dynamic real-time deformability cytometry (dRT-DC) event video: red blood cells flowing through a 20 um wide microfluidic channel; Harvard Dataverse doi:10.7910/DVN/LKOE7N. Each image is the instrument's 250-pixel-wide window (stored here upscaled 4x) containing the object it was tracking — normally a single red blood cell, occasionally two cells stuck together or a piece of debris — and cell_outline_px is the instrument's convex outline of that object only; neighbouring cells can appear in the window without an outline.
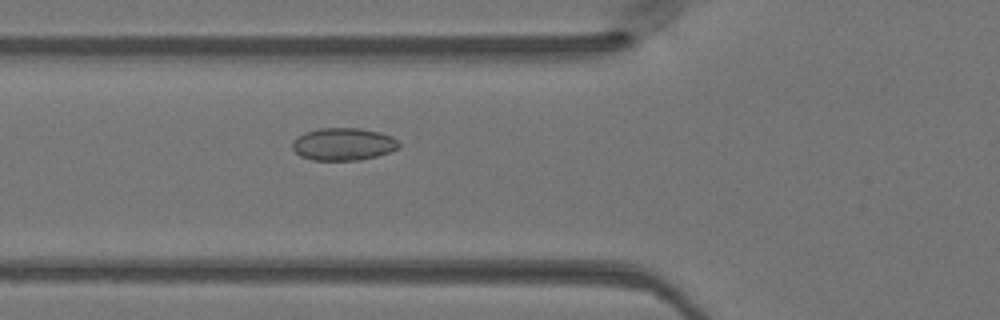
{"species": "Egyptian fruit bat (a non-hibernating species)", "species_latin": "Rousettus aegyptiacus", "temperature_condition": "warm", "stored_images_in_passage": 49, "camera_frame_rate_fps": 3000, "um_per_image_px": 0.085, "animal": {"sex": "female"}, "frame": {"image": 1, "passage_image": 18, "time_ms": 5.667, "image_size_px": [1000, 320], "cell_outline_px": [[400, 148], [376, 156], [360, 160], [312, 160], [300, 156], [292, 148], [292, 144], [296, 136], [304, 132], [320, 128], [360, 128], [380, 132], [392, 136], [400, 144]], "centroid_in_image_um": [29.17, 12.25], "position_along_channel_um": 96.6, "area_um2": 20.29}}
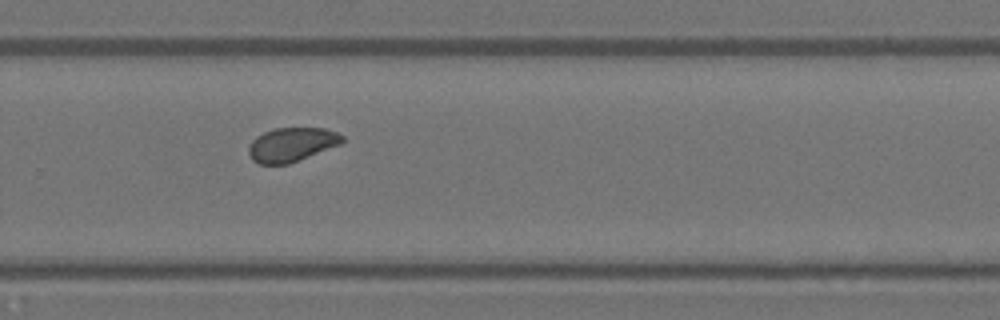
{"frame": {"image": 2, "passage_image": 33, "time_ms": 10.667, "image_size_px": [1000, 320], "cell_outline_px": [[344, 140], [340, 144], [288, 164], [260, 164], [252, 160], [248, 152], [248, 148], [252, 140], [256, 136], [264, 132], [276, 128], [324, 128], [336, 132], [344, 136]], "centroid_in_image_um": [24.77, 12.28], "position_along_channel_um": 305.0, "area_um2": 18.44}}
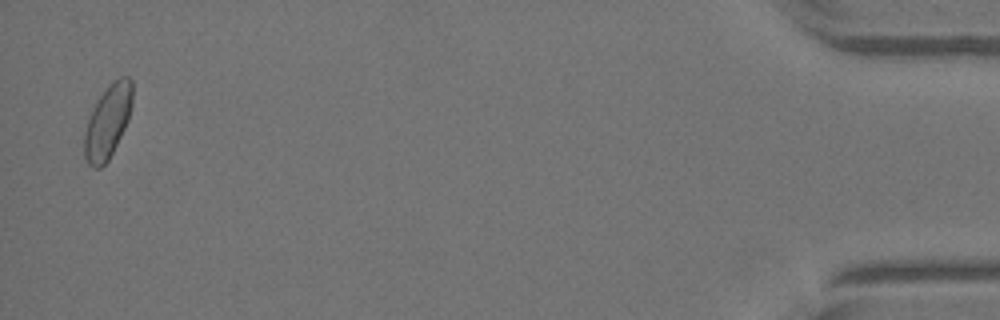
{"frame": {"image": 3, "passage_image": 48, "time_ms": 15.667, "image_size_px": [1000, 320], "cell_outline_px": [[132, 104], [128, 120], [108, 160], [100, 168], [92, 168], [84, 160], [84, 132], [88, 120], [100, 96], [120, 76], [128, 76], [132, 80]], "centroid_in_image_um": [9.15, 10.38], "position_along_channel_um": 426.0, "area_um2": 20.06}}